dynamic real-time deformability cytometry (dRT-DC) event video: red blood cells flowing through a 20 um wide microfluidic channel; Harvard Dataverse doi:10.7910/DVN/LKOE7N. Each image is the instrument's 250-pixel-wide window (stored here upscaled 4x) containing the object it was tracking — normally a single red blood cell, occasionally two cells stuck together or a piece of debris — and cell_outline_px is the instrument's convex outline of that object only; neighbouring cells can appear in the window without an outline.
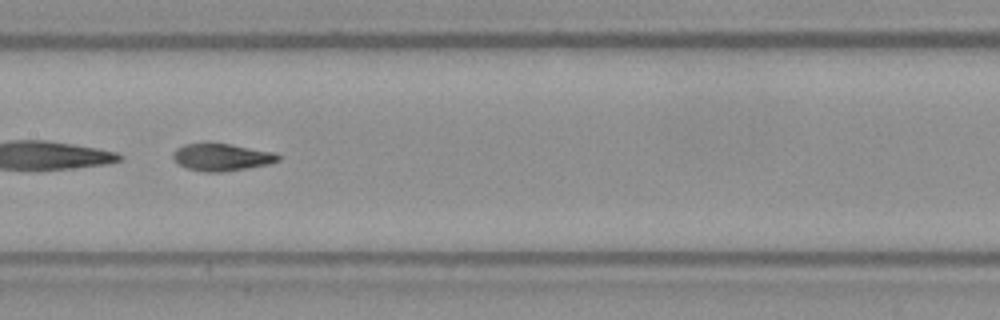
{"species": "Egyptian fruit bat (a non-hibernating species)", "species_latin": "Rousettus aegyptiacus", "temperature_condition": "warm", "stored_images_in_passage": 51, "segment_of_instrument_passage": [2, 2], "camera_frame_rate_fps": 3000, "um_per_image_px": 0.085, "frame": {"image": 1, "passage_image": 28, "time_ms": 9.0, "image_size_px": [1000, 320], "cell_outline_px": [[280, 156], [276, 160], [260, 164], [240, 168], [192, 168], [176, 160], [176, 152], [180, 148], [192, 144], [224, 144], [264, 152]], "centroid_in_image_um": [18.82, 13.3], "position_along_channel_um": 188.6, "area_um2": 13.64}}
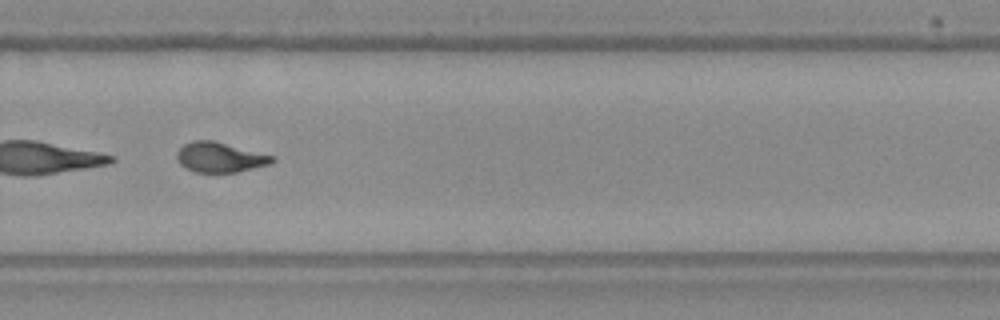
{"frame": {"image": 2, "passage_image": 38, "time_ms": 12.333, "image_size_px": [1000, 320], "cell_outline_px": [[272, 160], [264, 164], [232, 172], [200, 172], [188, 168], [180, 160], [180, 148], [188, 144], [200, 140], [208, 140], [272, 156]], "centroid_in_image_um": [18.67, 13.37], "position_along_channel_um": 311.1, "area_um2": 14.91}}